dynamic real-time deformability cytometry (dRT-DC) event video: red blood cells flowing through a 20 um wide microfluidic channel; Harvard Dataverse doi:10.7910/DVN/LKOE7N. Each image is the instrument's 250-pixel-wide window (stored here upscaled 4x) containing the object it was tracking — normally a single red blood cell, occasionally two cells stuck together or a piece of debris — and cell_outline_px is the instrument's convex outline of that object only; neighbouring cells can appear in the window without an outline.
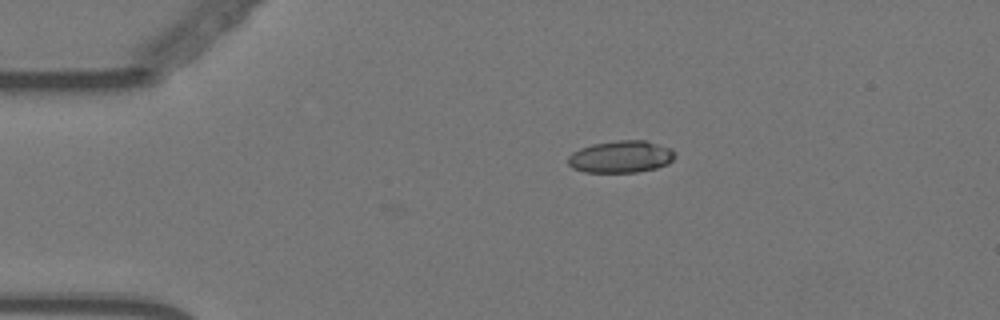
{"species": "Egyptian fruit bat (a non-hibernating species)", "species_latin": "Rousettus aegyptiacus", "temperature_condition": "warm", "stored_images_in_passage": 47, "camera_frame_rate_fps": 3000, "um_per_image_px": 0.085, "animal": {"sex": "female"}, "frame": {"image": 1, "passage_image": 1, "time_ms": 0.0, "image_size_px": [1000, 320], "cell_outline_px": [[676, 156], [668, 164], [656, 168], [636, 172], [584, 172], [572, 168], [568, 164], [568, 156], [572, 152], [580, 148], [592, 144], [616, 140], [644, 140], [672, 148], [676, 152]], "centroid_in_image_um": [52.78, 13.32], "position_along_channel_um": 32.2, "area_um2": 20.17}}
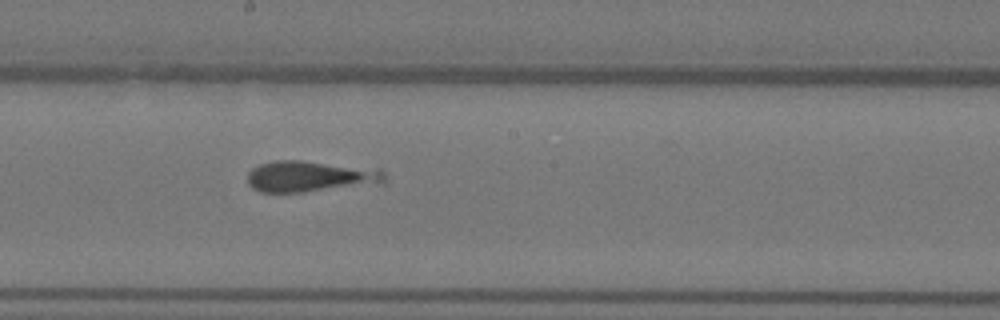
{"frame": {"image": 2, "passage_image": 21, "time_ms": 6.667, "image_size_px": [1000, 320], "cell_outline_px": [[384, 184], [304, 192], [260, 192], [252, 188], [248, 184], [248, 172], [252, 168], [260, 164], [276, 160], [300, 160], [380, 168], [384, 172]], "centroid_in_image_um": [26.42, 14.99], "position_along_channel_um": 221.8, "area_um2": 25.37}}
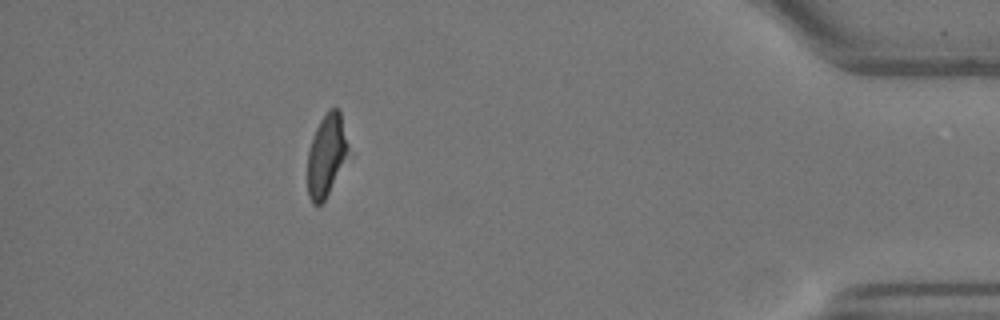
{"frame": {"image": 3, "passage_image": 41, "time_ms": 13.333, "image_size_px": [1000, 320], "cell_outline_px": [[348, 148], [328, 192], [324, 200], [320, 204], [312, 204], [308, 196], [308, 152], [316, 128], [320, 120], [328, 108], [340, 108], [348, 144]], "centroid_in_image_um": [27.71, 13.12], "position_along_channel_um": 407.5, "area_um2": 18.73}}